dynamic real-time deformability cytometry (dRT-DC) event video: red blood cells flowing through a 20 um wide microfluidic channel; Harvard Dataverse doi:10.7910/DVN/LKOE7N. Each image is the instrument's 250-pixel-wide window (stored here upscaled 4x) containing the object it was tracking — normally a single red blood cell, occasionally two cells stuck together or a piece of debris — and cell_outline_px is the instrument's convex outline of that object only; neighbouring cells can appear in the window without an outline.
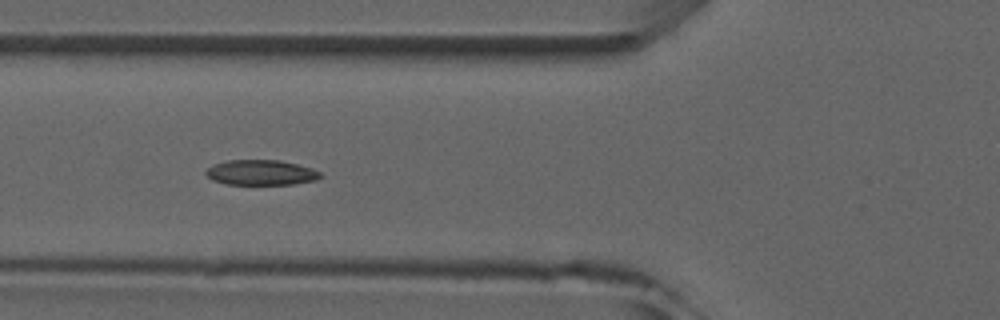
{"species": "common noctule bat (a hibernating species)", "species_latin": "Nyctalus noctula", "temperature_condition": "room temperature", "stored_images_in_passage": 8, "camera_frame_rate_fps": 3000, "um_per_image_px": 0.085, "animal": {"sex": "male", "forearm_length_mm": 52.5}, "frame": {"image": 1, "passage_image": 5, "time_ms": 4.333, "image_size_px": [1000, 320], "cell_outline_px": [[324, 176], [316, 180], [292, 184], [224, 184], [212, 180], [204, 172], [212, 164], [228, 160], [280, 160], [312, 168], [320, 172]], "centroid_in_image_um": [22.18, 14.66], "position_along_channel_um": 103.6, "area_um2": 16.88}}
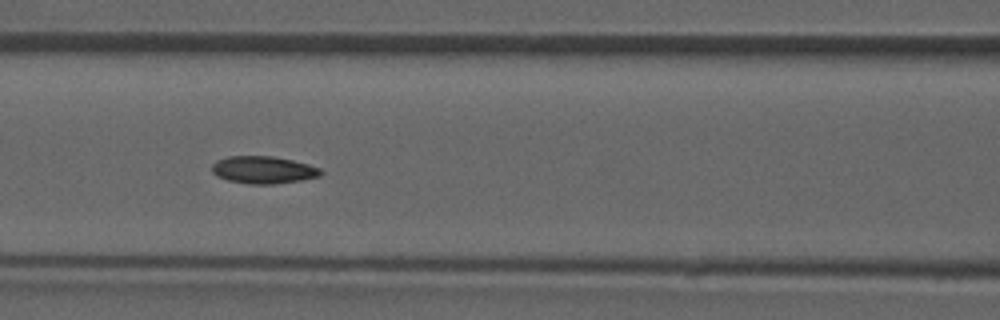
{"frame": {"image": 2, "passage_image": 6, "time_ms": 5.333, "image_size_px": [1000, 320], "cell_outline_px": [[324, 172], [320, 176], [300, 180], [272, 184], [248, 184], [228, 180], [216, 176], [212, 172], [212, 164], [216, 160], [228, 156], [272, 156], [292, 160], [308, 164], [320, 168]], "centroid_in_image_um": [22.37, 14.43], "position_along_channel_um": 144.2, "area_um2": 17.4}}